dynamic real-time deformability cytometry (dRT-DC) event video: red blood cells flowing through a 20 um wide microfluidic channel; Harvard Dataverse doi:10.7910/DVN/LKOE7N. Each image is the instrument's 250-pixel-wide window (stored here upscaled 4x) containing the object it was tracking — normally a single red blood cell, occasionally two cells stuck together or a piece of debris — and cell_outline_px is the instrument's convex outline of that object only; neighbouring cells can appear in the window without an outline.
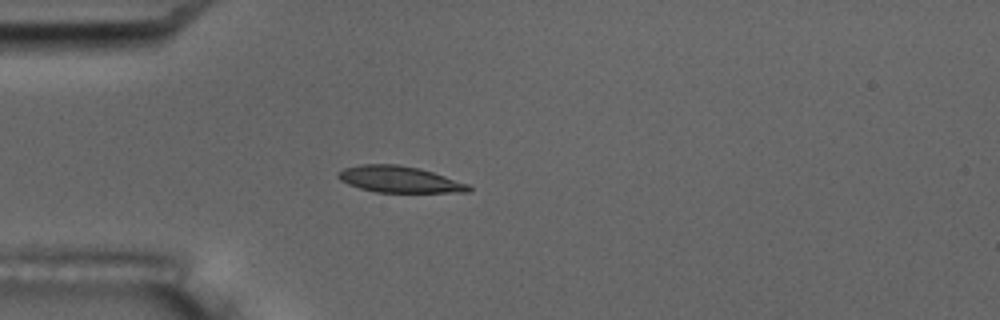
{"species": "common noctule bat (a hibernating species)", "species_latin": "Nyctalus noctula", "temperature_condition": "room temperature", "stored_images_in_passage": 6, "camera_frame_rate_fps": 3000, "um_per_image_px": 0.085, "animal": {"sex": "male", "body_mass_g": 17.5, "forearm_length_mm": 52.3}, "frame": {"image": 1, "passage_image": 5, "time_ms": 5.333, "image_size_px": [1000, 320], "cell_outline_px": [[472, 188], [468, 192], [376, 192], [360, 188], [348, 184], [340, 180], [336, 176], [336, 172], [344, 168], [360, 164], [396, 164], [420, 168], [468, 184]], "centroid_in_image_um": [33.89, 15.24], "position_along_channel_um": 51.1, "area_um2": 20.0}}